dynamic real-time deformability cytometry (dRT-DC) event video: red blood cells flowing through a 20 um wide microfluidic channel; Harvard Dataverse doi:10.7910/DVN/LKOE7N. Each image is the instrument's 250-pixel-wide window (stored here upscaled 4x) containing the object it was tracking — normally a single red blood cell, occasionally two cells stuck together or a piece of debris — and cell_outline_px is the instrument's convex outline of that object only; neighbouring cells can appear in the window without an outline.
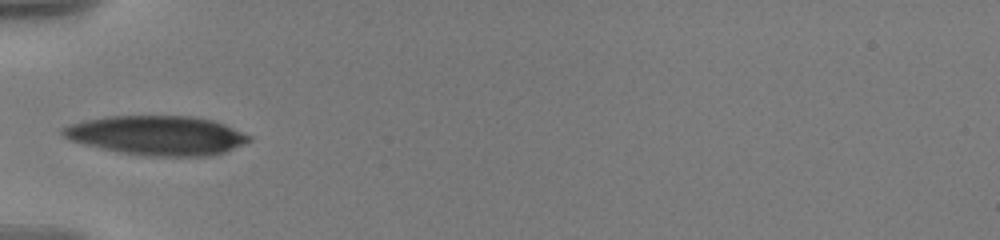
{"species": "human", "species_latin": "Homo sapiens", "temperature_condition": "warm", "stored_images_in_passage": 7, "camera_frame_rate_fps": 3000, "um_per_image_px": 0.085, "donor": {"sex": "male"}, "frame": {"image": 1, "passage_image": 1, "time_ms": 0.0, "image_size_px": [1000, 240], "cell_outline_px": [[252, 140], [224, 152], [208, 156], [148, 156], [124, 152], [104, 148], [72, 140], [64, 136], [60, 132], [64, 128], [72, 124], [84, 120], [108, 116], [192, 116], [212, 120], [224, 124], [252, 136]], "centroid_in_image_um": [13.41, 11.5], "position_along_channel_um": 71.6, "area_um2": 42.08}}
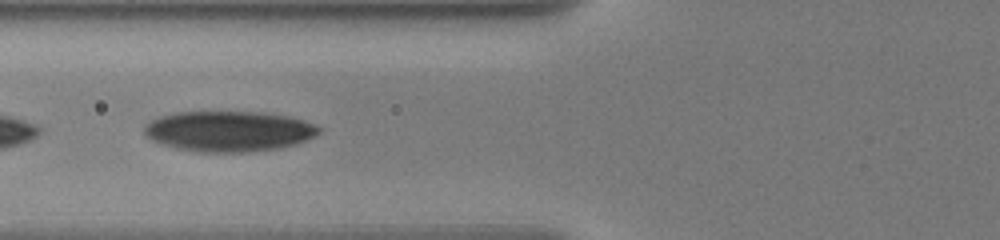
{"frame": {"image": 2, "passage_image": 6, "time_ms": 1.0, "image_size_px": [1000, 240], "cell_outline_px": [[320, 132], [296, 144], [280, 148], [244, 152], [200, 152], [176, 148], [152, 140], [144, 132], [144, 124], [160, 116], [180, 112], [264, 112], [288, 116], [304, 120], [316, 124], [320, 128]], "centroid_in_image_um": [19.46, 11.15], "position_along_channel_um": 106.3, "area_um2": 41.04}}